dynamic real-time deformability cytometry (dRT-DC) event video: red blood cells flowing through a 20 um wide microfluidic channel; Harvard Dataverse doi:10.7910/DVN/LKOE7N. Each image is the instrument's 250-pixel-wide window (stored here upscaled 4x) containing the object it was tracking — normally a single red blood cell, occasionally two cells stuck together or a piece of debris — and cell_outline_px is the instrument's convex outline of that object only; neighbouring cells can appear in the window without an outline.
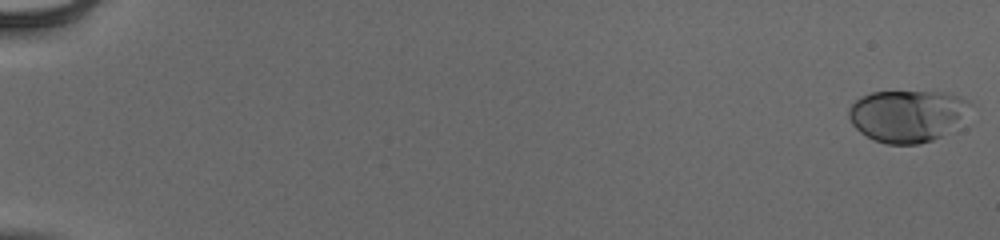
{"species": "human", "species_latin": "Homo sapiens", "temperature_condition": "cold", "stored_images_in_passage": 55, "camera_frame_rate_fps": 3000, "um_per_image_px": 0.085, "donor": {"sex": "male"}, "frame": {"image": 1, "passage_image": 1, "time_ms": 0.0, "image_size_px": [1000, 240], "cell_outline_px": [[972, 104], [964, 128], [956, 132], [920, 144], [888, 144], [876, 140], [860, 132], [852, 124], [848, 116], [848, 108], [860, 96], [872, 92], [948, 92], [960, 96], [968, 100]], "centroid_in_image_um": [77.27, 9.86], "position_along_channel_um": 7.7, "area_um2": 38.03}}
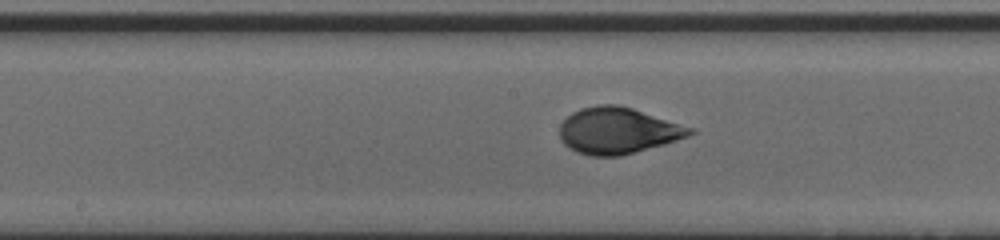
{"frame": {"image": 2, "passage_image": 31, "time_ms": 10.0, "image_size_px": [1000, 240], "cell_outline_px": [[696, 132], [688, 136], [664, 144], [620, 156], [588, 156], [576, 152], [568, 148], [560, 140], [560, 124], [572, 112], [580, 108], [596, 104], [616, 104], [632, 108], [696, 128]], "centroid_in_image_um": [52.51, 11.1], "position_along_channel_um": 195.7, "area_um2": 35.43}}
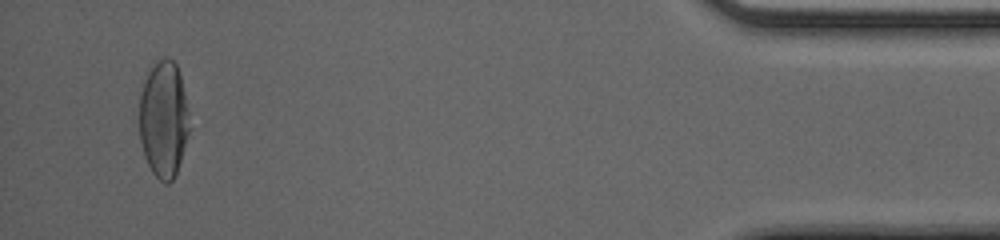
{"frame": {"image": 3, "passage_image": 53, "time_ms": 17.333, "image_size_px": [1000, 240], "cell_outline_px": [[188, 132], [180, 160], [176, 172], [172, 180], [168, 184], [164, 184], [152, 172], [144, 156], [140, 140], [140, 96], [144, 80], [152, 60], [164, 56], [172, 60], [176, 64], [180, 76], [184, 92], [188, 112]], "centroid_in_image_um": [13.88, 10.08], "position_along_channel_um": 421.3, "area_um2": 33.93}, "authors_computed_cell_mechanics": {"area_um2": 34.5644, "velocity_mm_per_s": 3.9344, "shape_relaxation_time_tau1_ms": 6.1479, "shape_relaxation_time_tau2_ms": null, "deformation_change_tau1": 0.2005, "deformation_change_tau2": null}}